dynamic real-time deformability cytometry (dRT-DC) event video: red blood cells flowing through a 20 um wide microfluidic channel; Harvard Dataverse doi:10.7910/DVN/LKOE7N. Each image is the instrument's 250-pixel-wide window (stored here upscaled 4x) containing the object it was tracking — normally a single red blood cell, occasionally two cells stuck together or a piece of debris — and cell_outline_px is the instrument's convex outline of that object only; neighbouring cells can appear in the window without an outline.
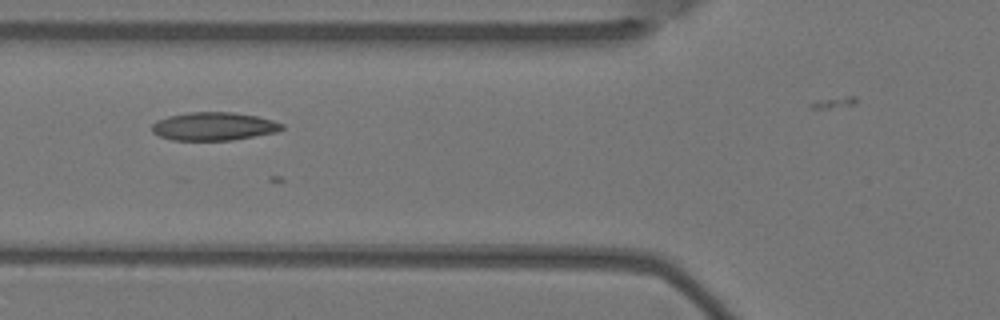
{"species": "Egyptian fruit bat (a non-hibernating species)", "species_latin": "Rousettus aegyptiacus", "temperature_condition": "warm", "stored_images_in_passage": 4, "camera_frame_rate_fps": 3000, "um_per_image_px": 0.085, "animal": {"sex": "female"}, "frame": {"image": 1, "passage_image": 3, "time_ms": 0.667, "image_size_px": [1000, 320], "cell_outline_px": [[284, 128], [276, 132], [232, 140], [172, 140], [160, 136], [152, 132], [152, 124], [156, 120], [168, 116], [188, 112], [232, 112], [256, 116], [272, 120], [284, 124]], "centroid_in_image_um": [18.15, 10.73], "position_along_channel_um": 107.6, "area_um2": 21.33}}